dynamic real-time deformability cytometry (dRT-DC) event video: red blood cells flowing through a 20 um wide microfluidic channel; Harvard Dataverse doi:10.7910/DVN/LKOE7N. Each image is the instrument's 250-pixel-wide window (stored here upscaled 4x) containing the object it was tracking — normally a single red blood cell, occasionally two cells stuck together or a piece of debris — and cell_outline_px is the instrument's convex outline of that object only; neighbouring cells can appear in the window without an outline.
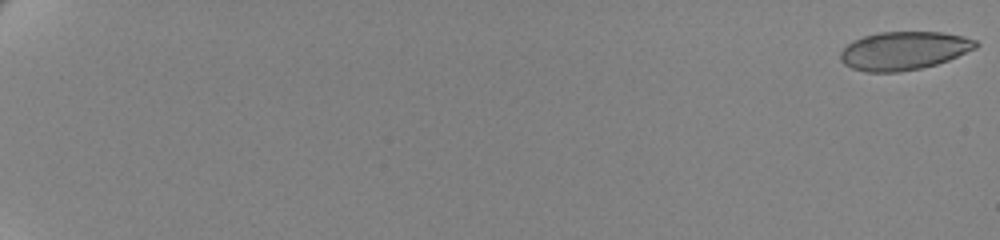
{"species": "human", "species_latin": "Homo sapiens", "temperature_condition": "cold", "stored_images_in_passage": 15, "camera_frame_rate_fps": 3000, "um_per_image_px": 0.085, "donor": {"sex": "female"}, "frame": {"image": 1, "passage_image": 1, "time_ms": 0.0, "image_size_px": [1000, 240], "cell_outline_px": [[980, 44], [976, 48], [948, 60], [936, 64], [920, 68], [896, 72], [864, 72], [852, 68], [844, 64], [840, 60], [840, 52], [852, 40], [864, 36], [880, 32], [940, 32], [964, 36], [976, 40]], "centroid_in_image_um": [76.82, 4.31], "position_along_channel_um": 8.2, "area_um2": 30.23}}